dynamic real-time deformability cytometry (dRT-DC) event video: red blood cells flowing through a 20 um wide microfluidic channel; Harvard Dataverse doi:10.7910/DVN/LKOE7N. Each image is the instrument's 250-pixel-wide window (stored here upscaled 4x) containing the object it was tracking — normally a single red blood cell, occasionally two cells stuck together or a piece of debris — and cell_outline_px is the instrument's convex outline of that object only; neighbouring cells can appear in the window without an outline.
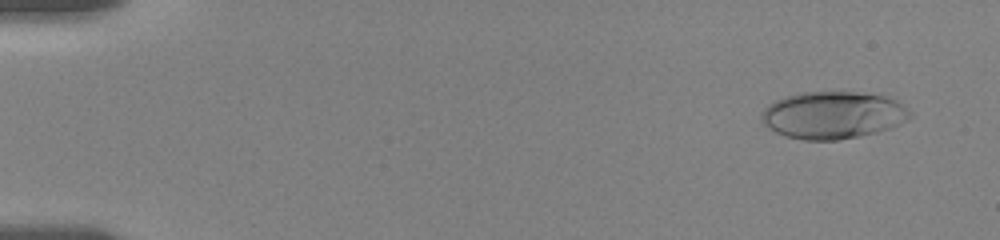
{"species": "human", "species_latin": "Homo sapiens", "temperature_condition": "room temperature", "stored_images_in_passage": 37, "camera_frame_rate_fps": 3000, "um_per_image_px": 0.085, "donor": {"sex": "female"}, "frame": {"image": 1, "passage_image": 5, "time_ms": 1.0, "image_size_px": [1000, 240], "cell_outline_px": [[912, 116], [908, 120], [888, 128], [876, 132], [860, 136], [836, 140], [804, 140], [788, 136], [776, 132], [768, 128], [760, 120], [760, 116], [764, 108], [768, 104], [776, 100], [788, 96], [804, 92], [856, 92], [888, 96], [904, 104], [912, 112]], "centroid_in_image_um": [70.82, 9.78], "position_along_channel_um": 14.2, "area_um2": 40.98}}
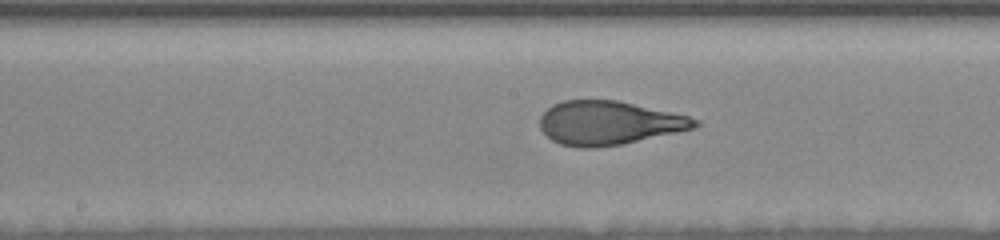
{"frame": {"image": 2, "passage_image": 21, "time_ms": 9.667, "image_size_px": [1000, 240], "cell_outline_px": [[700, 124], [696, 128], [620, 144], [596, 148], [580, 148], [560, 144], [552, 140], [540, 128], [540, 116], [552, 104], [564, 100], [616, 100], [688, 116], [700, 120]], "centroid_in_image_um": [51.73, 10.45], "position_along_channel_um": 196.5, "area_um2": 39.3}}
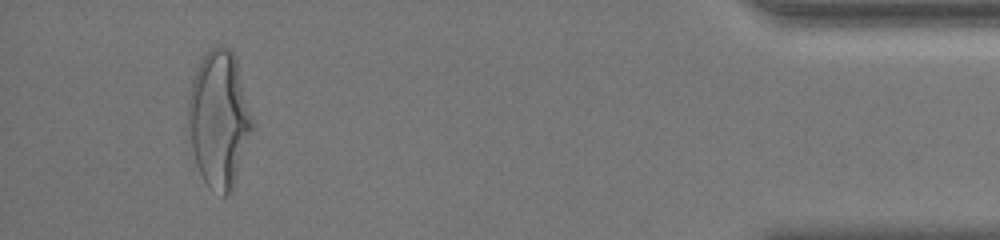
{"frame": {"image": 3, "passage_image": 35, "time_ms": 17.333, "image_size_px": [1000, 240], "cell_outline_px": [[252, 128], [232, 188], [228, 196], [224, 196], [208, 188], [200, 176], [196, 164], [192, 148], [188, 128], [188, 96], [192, 80], [196, 68], [208, 48], [220, 44], [228, 48], [236, 56], [252, 120]], "centroid_in_image_um": [18.57, 10.09], "position_along_channel_um": 416.6, "area_um2": 50.63}, "authors_computed_cell_mechanics": {"area_um2": 40.171, "velocity_mm_per_s": 3.6175, "shape_relaxation_time_tau1_ms": 4.7358, "shape_relaxation_time_tau2_ms": null, "deformation_change_tau1": 0.2086, "deformation_change_tau2": null}}